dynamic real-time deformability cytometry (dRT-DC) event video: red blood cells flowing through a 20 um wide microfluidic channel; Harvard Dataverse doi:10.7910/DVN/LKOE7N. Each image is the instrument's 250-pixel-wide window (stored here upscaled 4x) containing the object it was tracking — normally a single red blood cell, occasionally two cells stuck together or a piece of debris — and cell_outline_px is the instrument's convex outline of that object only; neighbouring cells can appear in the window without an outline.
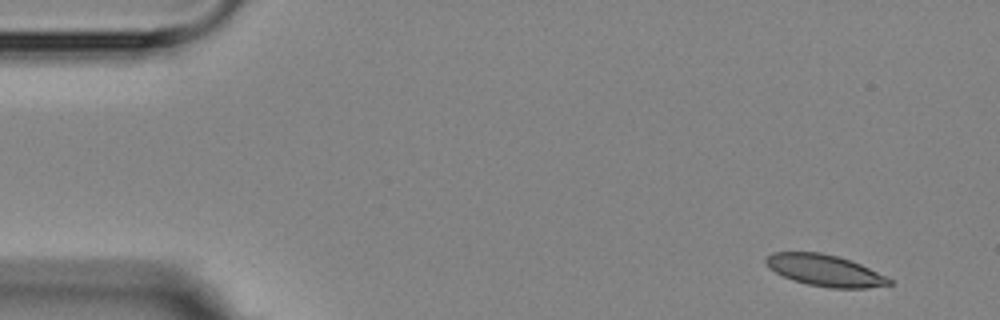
{"species": "Egyptian fruit bat (a non-hibernating species)", "species_latin": "Rousettus aegyptiacus", "temperature_condition": "room temperature", "stored_images_in_passage": 4, "camera_frame_rate_fps": 3000, "um_per_image_px": 0.085, "animal": {"sex": "female"}, "frame": {"image": 1, "passage_image": 1, "time_ms": 0.0, "image_size_px": [1000, 320], "cell_outline_px": [[892, 284], [868, 288], [832, 288], [808, 284], [792, 280], [768, 268], [764, 260], [772, 252], [820, 252], [836, 256], [860, 264], [892, 280]], "centroid_in_image_um": [70.07, 22.99], "position_along_channel_um": 14.9, "area_um2": 22.31}}